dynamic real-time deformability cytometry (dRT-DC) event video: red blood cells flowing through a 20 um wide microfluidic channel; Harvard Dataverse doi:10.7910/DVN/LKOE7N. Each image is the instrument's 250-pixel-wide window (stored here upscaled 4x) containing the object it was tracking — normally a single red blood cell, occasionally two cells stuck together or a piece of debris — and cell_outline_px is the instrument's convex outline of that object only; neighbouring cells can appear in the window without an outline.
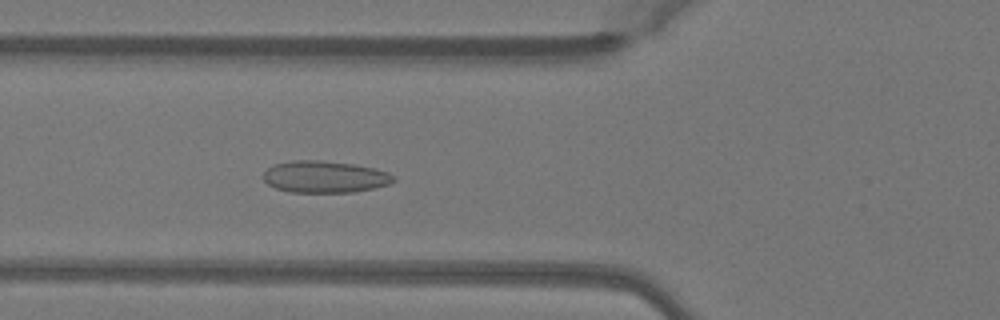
{"species": "Egyptian fruit bat (a non-hibernating species)", "species_latin": "Rousettus aegyptiacus", "temperature_condition": "warm", "stored_images_in_passage": 43, "camera_frame_rate_fps": 3000, "um_per_image_px": 0.085, "animal": {"sex": "female"}, "frame": {"image": 1, "passage_image": 18, "time_ms": 5.667, "image_size_px": [1000, 320], "cell_outline_px": [[396, 180], [388, 184], [372, 188], [352, 192], [288, 192], [276, 188], [268, 184], [260, 176], [272, 164], [292, 160], [320, 160], [352, 164], [376, 168], [388, 172], [396, 176]], "centroid_in_image_um": [27.58, 15.02], "position_along_channel_um": 98.2, "area_um2": 24.33}}
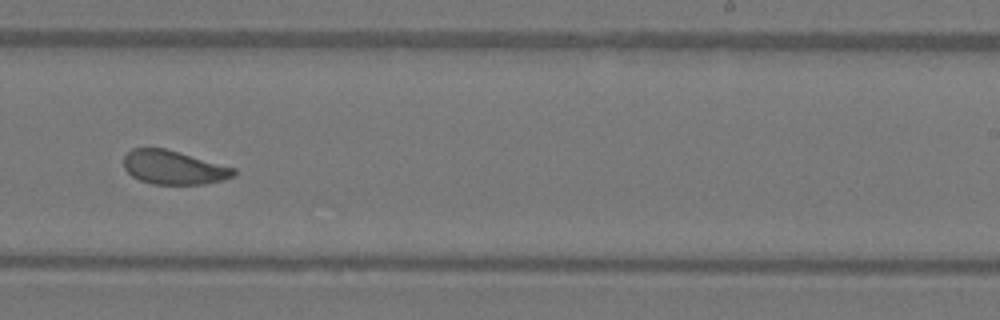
{"frame": {"image": 2, "passage_image": 31, "time_ms": 10.0, "image_size_px": [1000, 320], "cell_outline_px": [[236, 172], [232, 176], [224, 180], [204, 184], [152, 184], [140, 180], [132, 176], [124, 168], [124, 156], [132, 148], [164, 148], [236, 168]], "centroid_in_image_um": [14.75, 14.24], "position_along_channel_um": 274.2, "area_um2": 21.56}}
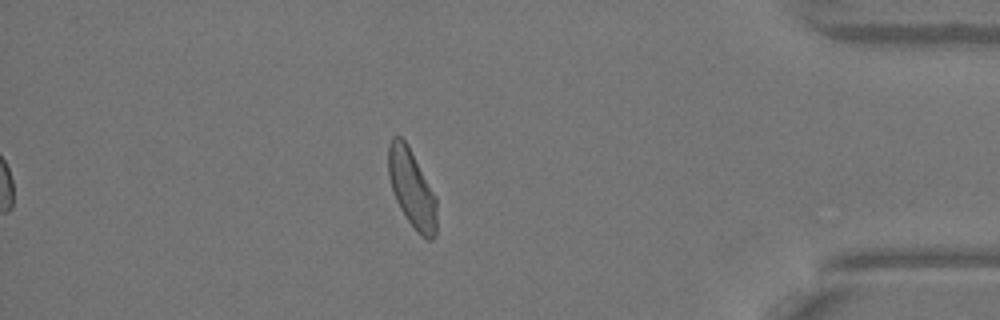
{"frame": {"image": 3, "passage_image": 43, "time_ms": 14.0, "image_size_px": [1000, 320], "cell_outline_px": [[436, 236], [432, 240], [428, 240], [420, 236], [416, 232], [400, 208], [396, 200], [388, 176], [388, 144], [392, 136], [400, 136], [408, 144], [436, 196]], "centroid_in_image_um": [35.0, 16.02], "position_along_channel_um": 400.2, "area_um2": 22.14}, "authors_computed_cell_mechanics": {"area_um2": 23.4668, "velocity_mm_per_s": 4.0642, "shape_relaxation_time_tau1_ms": 3.8788, "shape_relaxation_time_tau2_ms": 1.3497, "deformation_change_tau1": 0.1229, "deformation_change_tau2": 0.078}}